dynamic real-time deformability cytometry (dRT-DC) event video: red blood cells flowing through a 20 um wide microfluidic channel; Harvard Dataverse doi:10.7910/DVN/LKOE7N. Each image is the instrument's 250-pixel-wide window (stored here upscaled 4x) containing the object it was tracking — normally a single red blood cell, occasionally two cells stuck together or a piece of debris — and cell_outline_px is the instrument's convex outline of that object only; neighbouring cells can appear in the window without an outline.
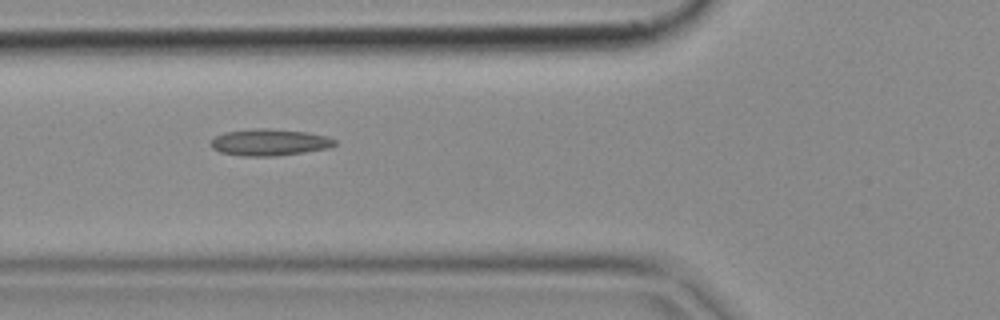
{"species": "common noctule bat (a hibernating species)", "species_latin": "Nyctalus noctula", "temperature_condition": "cold", "stored_images_in_passage": 6, "camera_frame_rate_fps": 3000, "um_per_image_px": 0.085, "animal": {"sex": "female", "body_mass_g": 18.4}, "frame": {"image": 1, "passage_image": 5, "time_ms": 1.333, "image_size_px": [1000, 320], "cell_outline_px": [[336, 144], [328, 148], [304, 152], [272, 156], [244, 156], [220, 152], [212, 148], [212, 140], [216, 136], [224, 132], [260, 128], [264, 128], [308, 132], [328, 136], [336, 140]], "centroid_in_image_um": [22.93, 12.09], "position_along_channel_um": 102.9, "area_um2": 19.07}}
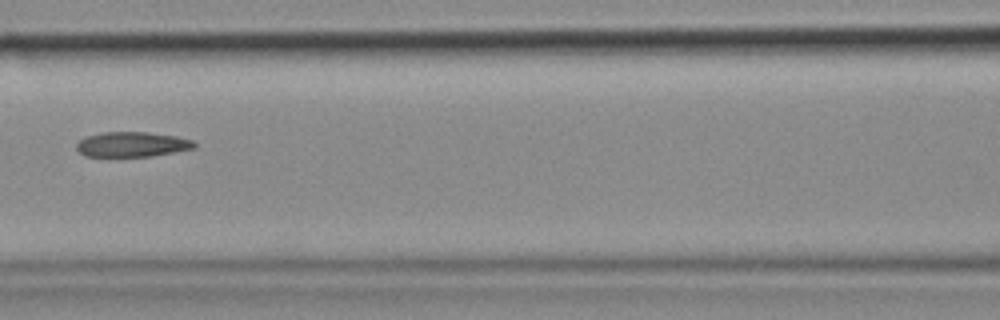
{"frame": {"image": 2, "passage_image": 6, "time_ms": 1.667, "image_size_px": [1000, 320], "cell_outline_px": [[196, 148], [152, 156], [84, 156], [76, 148], [76, 144], [84, 136], [104, 132], [144, 132], [176, 136], [192, 140], [196, 144]], "centroid_in_image_um": [11.22, 12.27], "position_along_channel_um": 155.4, "area_um2": 17.11}}